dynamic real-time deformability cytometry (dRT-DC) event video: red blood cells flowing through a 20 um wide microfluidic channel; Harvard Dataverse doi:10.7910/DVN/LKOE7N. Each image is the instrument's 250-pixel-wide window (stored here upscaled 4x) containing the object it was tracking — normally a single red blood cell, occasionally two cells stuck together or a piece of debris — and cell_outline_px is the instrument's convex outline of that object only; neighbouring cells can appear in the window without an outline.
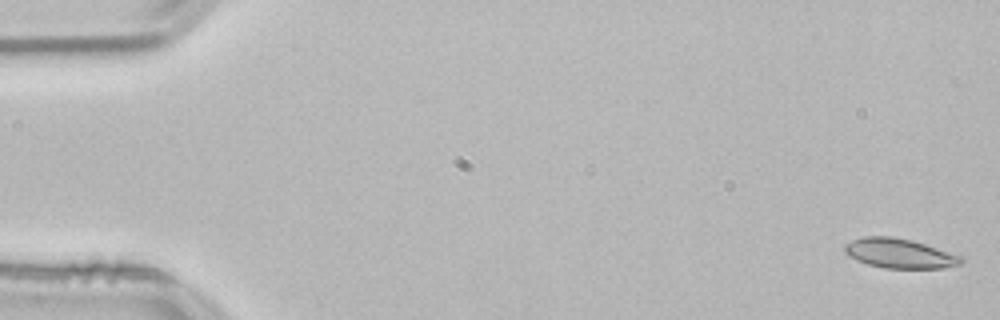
{"species": "common noctule bat (a hibernating species)", "species_latin": "Nyctalus noctula", "temperature_condition": "room temperature", "stored_images_in_passage": 53, "camera_frame_rate_fps": 3000, "um_per_image_px": 0.085, "animal": {"sex": "male", "body_mass_g": 21.5, "forearm_length_mm": 52.0}, "frame": {"image": 1, "passage_image": 1, "time_ms": 0.0, "image_size_px": [1000, 320], "cell_outline_px": [[964, 260], [960, 264], [944, 268], [884, 268], [868, 264], [856, 260], [848, 256], [844, 252], [844, 244], [852, 240], [864, 236], [892, 236], [912, 240], [964, 256]], "centroid_in_image_um": [76.46, 21.53], "position_along_channel_um": 8.5, "area_um2": 20.29}}
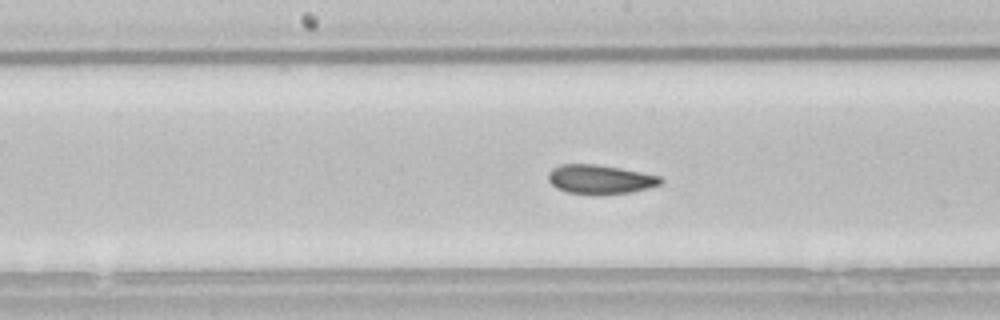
{"frame": {"image": 2, "passage_image": 27, "time_ms": 8.667, "image_size_px": [1000, 320], "cell_outline_px": [[664, 180], [660, 184], [648, 188], [628, 192], [568, 192], [556, 188], [548, 180], [548, 172], [552, 168], [560, 164], [592, 164], [620, 168], [660, 176]], "centroid_in_image_um": [50.98, 15.2], "position_along_channel_um": 197.2, "area_um2": 18.32}}
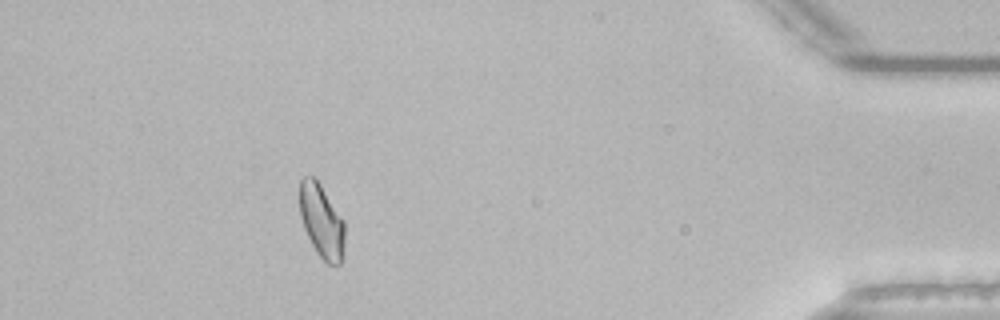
{"frame": {"image": 3, "passage_image": 48, "time_ms": 15.667, "image_size_px": [1000, 320], "cell_outline_px": [[344, 256], [340, 264], [328, 264], [316, 252], [304, 228], [300, 216], [300, 180], [304, 176], [312, 176], [320, 184], [344, 220]], "centroid_in_image_um": [27.35, 18.81], "position_along_channel_um": 407.9, "area_um2": 19.25}, "authors_computed_cell_mechanics": {"area_um2": 19.363, "velocity_mm_per_s": 3.806, "shape_relaxation_time_tau1_ms": null, "shape_relaxation_time_tau2_ms": 2.509, "deformation_change_tau1": null, "deformation_change_tau2": 0.0616}}